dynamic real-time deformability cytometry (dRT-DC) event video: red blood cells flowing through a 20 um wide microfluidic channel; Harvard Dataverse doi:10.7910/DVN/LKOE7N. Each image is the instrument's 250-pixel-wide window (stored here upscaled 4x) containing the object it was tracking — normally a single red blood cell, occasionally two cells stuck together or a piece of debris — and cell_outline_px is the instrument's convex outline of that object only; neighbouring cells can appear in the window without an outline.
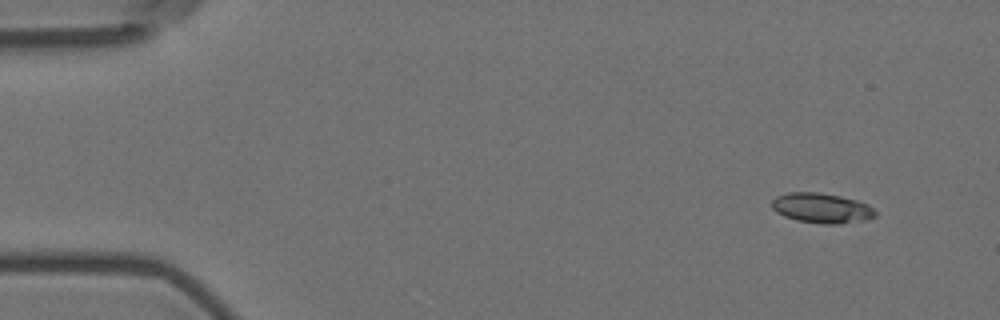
{"species": "Egyptian fruit bat (a non-hibernating species)", "species_latin": "Rousettus aegyptiacus", "temperature_condition": "room temperature", "stored_images_in_passage": 5, "camera_frame_rate_fps": 3000, "um_per_image_px": 0.085, "animal": {"sex": "female"}, "frame": {"image": 1, "passage_image": 2, "time_ms": 1.333, "image_size_px": [1000, 320], "cell_outline_px": [[876, 216], [864, 220], [840, 224], [824, 224], [796, 220], [784, 216], [776, 212], [772, 208], [772, 200], [776, 196], [788, 192], [820, 192], [840, 196], [856, 200], [868, 204], [876, 212]], "centroid_in_image_um": [69.83, 17.68], "position_along_channel_um": 15.2, "area_um2": 18.15}}
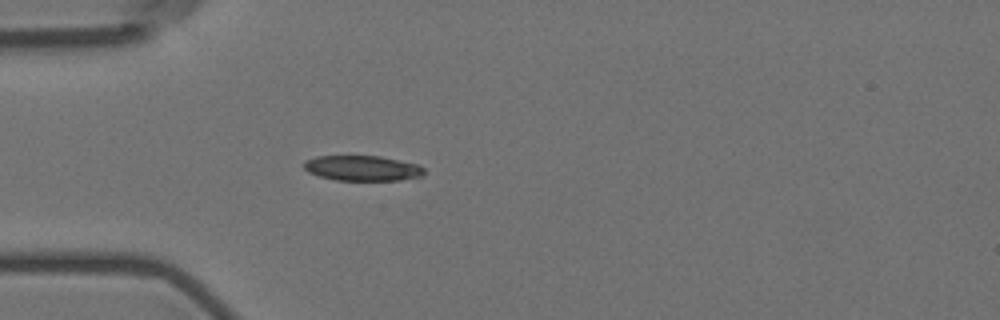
{"frame": {"image": 2, "passage_image": 5, "time_ms": 5.333, "image_size_px": [1000, 320], "cell_outline_px": [[424, 176], [400, 180], [336, 180], [320, 176], [308, 172], [304, 168], [304, 160], [316, 156], [380, 156], [420, 164], [424, 168]], "centroid_in_image_um": [30.83, 14.29], "position_along_channel_um": 54.2, "area_um2": 17.8}}